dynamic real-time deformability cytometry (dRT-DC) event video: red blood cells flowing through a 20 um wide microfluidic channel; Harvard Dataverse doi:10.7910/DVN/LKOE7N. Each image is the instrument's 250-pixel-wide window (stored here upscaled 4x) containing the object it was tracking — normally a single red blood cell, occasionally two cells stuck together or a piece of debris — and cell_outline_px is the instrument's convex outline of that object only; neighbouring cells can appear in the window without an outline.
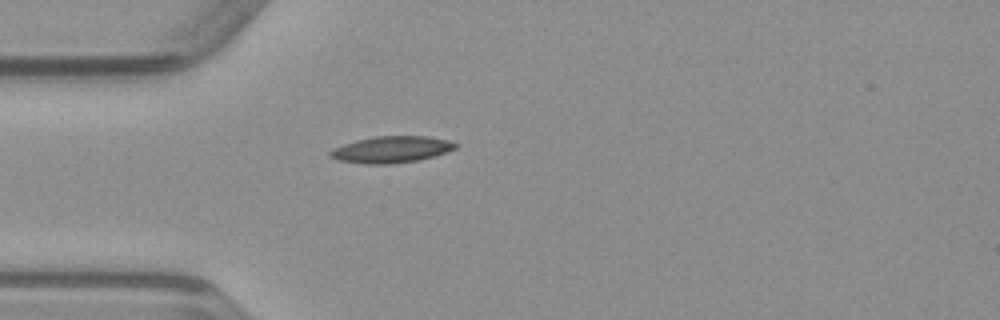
{"species": "common noctule bat (a hibernating species)", "species_latin": "Nyctalus noctula", "temperature_condition": "warm", "stored_images_in_passage": 38, "camera_frame_rate_fps": 3000, "um_per_image_px": 0.085, "animal": {"sex": "male", "body_mass_g": 23.1, "forearm_length_mm": 52.7}, "frame": {"image": 1, "passage_image": 2, "time_ms": 0.333, "image_size_px": [1000, 320], "cell_outline_px": [[460, 144], [456, 148], [448, 152], [416, 160], [392, 164], [364, 164], [340, 160], [328, 156], [328, 152], [332, 148], [356, 140], [376, 136], [428, 136], [448, 140]], "centroid_in_image_um": [33.27, 12.7], "position_along_channel_um": 51.7, "area_um2": 19.42}}
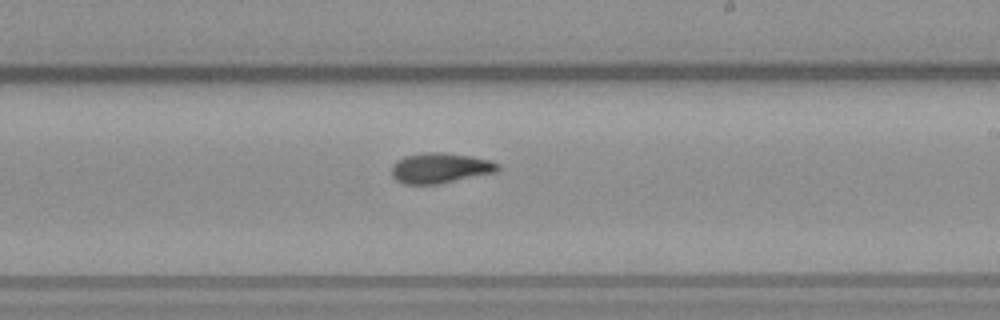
{"frame": {"image": 2, "passage_image": 17, "time_ms": 5.333, "image_size_px": [1000, 320], "cell_outline_px": [[500, 168], [496, 172], [440, 184], [404, 184], [396, 180], [392, 176], [392, 164], [396, 160], [404, 156], [424, 152], [444, 152], [472, 156], [488, 160], [500, 164]], "centroid_in_image_um": [37.4, 14.28], "position_along_channel_um": 251.6, "area_um2": 18.96}}
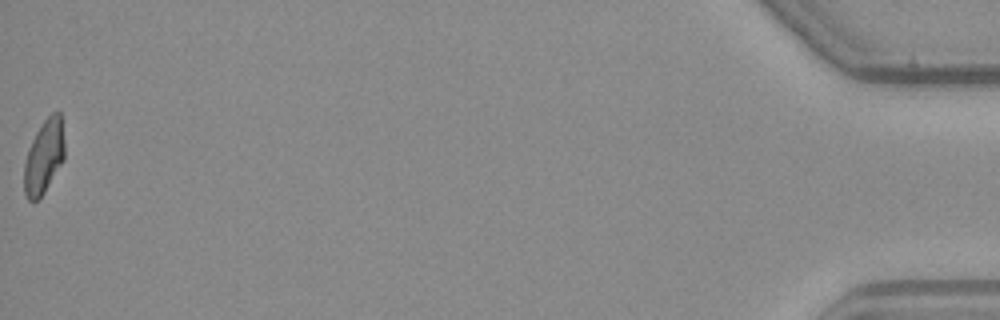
{"frame": {"image": 3, "passage_image": 38, "time_ms": 12.333, "image_size_px": [1000, 320], "cell_outline_px": [[64, 160], [44, 192], [32, 204], [28, 200], [24, 192], [24, 164], [28, 148], [36, 132], [44, 120], [52, 112], [60, 112], [64, 140]], "centroid_in_image_um": [3.73, 13.33], "position_along_channel_um": 431.5, "area_um2": 17.4}}